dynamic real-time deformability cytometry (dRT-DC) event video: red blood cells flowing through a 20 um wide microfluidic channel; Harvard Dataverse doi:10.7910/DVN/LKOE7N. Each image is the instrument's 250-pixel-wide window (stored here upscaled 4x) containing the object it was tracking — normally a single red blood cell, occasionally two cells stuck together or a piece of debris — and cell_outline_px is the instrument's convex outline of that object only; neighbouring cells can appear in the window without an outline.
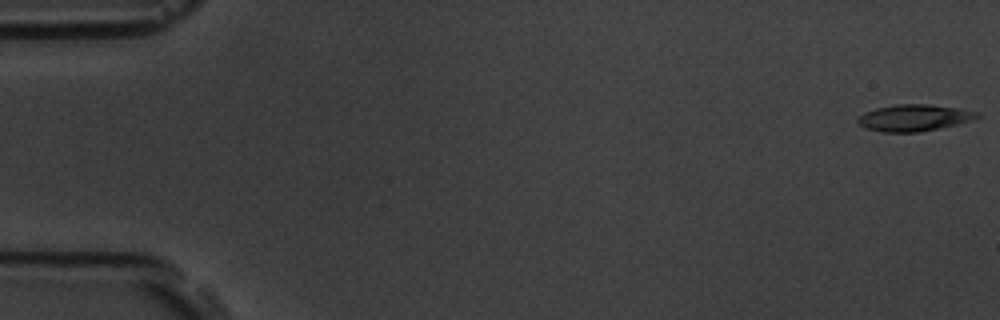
{"species": "common noctule bat (a hibernating species)", "species_latin": "Nyctalus noctula", "temperature_condition": "room temperature", "stored_images_in_passage": 17, "camera_frame_rate_fps": 3000, "um_per_image_px": 0.085, "animal": {"sex": "male", "body_mass_g": 19.5, "forearm_length_mm": 54.6}, "frame": {"image": 1, "passage_image": 1, "time_ms": 0.0, "image_size_px": [1000, 320], "cell_outline_px": [[980, 116], [956, 124], [940, 128], [920, 132], [884, 132], [864, 128], [856, 120], [864, 112], [876, 108], [896, 104], [924, 104], [960, 108], [976, 112]], "centroid_in_image_um": [77.64, 10.01], "position_along_channel_um": 7.4, "area_um2": 18.26}}